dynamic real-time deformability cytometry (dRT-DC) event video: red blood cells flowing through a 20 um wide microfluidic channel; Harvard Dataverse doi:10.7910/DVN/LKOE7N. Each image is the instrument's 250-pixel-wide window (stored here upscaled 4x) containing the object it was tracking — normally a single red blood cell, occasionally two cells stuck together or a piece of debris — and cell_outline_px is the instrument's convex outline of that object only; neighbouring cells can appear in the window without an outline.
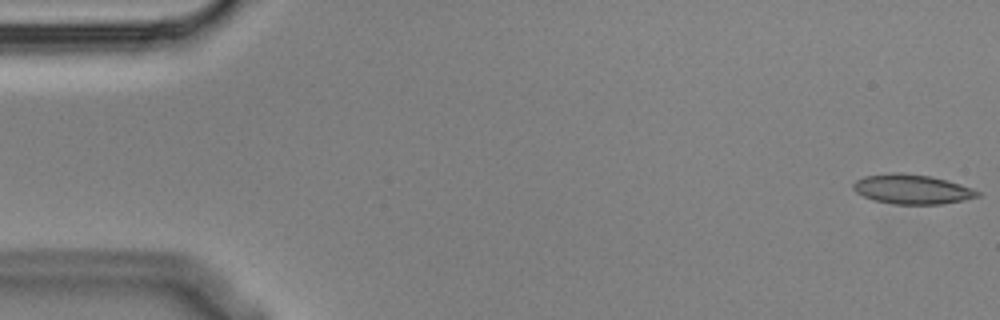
{"species": "Egyptian fruit bat (a non-hibernating species)", "species_latin": "Rousettus aegyptiacus", "temperature_condition": "cold", "stored_images_in_passage": 6, "segment_of_instrument_passage": [1, 2], "camera_frame_rate_fps": 3000, "um_per_image_px": 0.085, "animal": {"sex": "male"}, "frame": {"image": 1, "passage_image": 1, "time_ms": 0.0, "image_size_px": [1000, 320], "cell_outline_px": [[980, 196], [964, 200], [940, 204], [892, 204], [872, 200], [856, 192], [852, 188], [852, 184], [856, 180], [864, 176], [892, 172], [900, 172], [928, 176], [960, 184], [972, 188], [980, 192]], "centroid_in_image_um": [77.48, 16.09], "position_along_channel_um": 7.5, "area_um2": 21.39}}
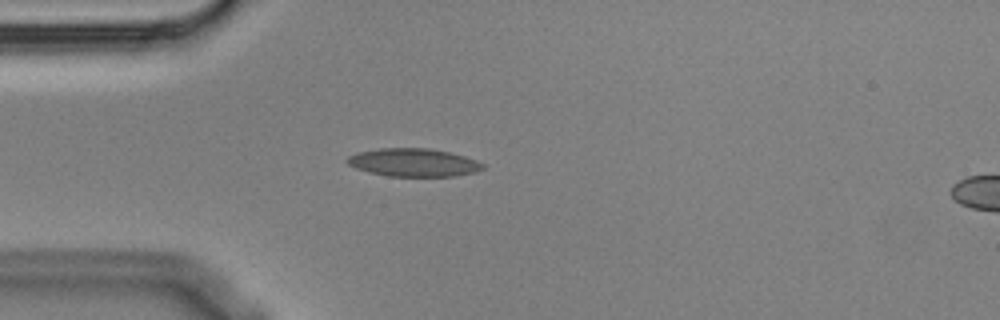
{"frame": {"image": 2, "passage_image": 5, "time_ms": 1.333, "image_size_px": [1000, 320], "cell_outline_px": [[484, 168], [476, 172], [456, 176], [388, 176], [368, 172], [356, 168], [348, 164], [344, 160], [348, 156], [356, 152], [380, 148], [428, 148], [448, 152], [464, 156], [476, 160], [484, 164]], "centroid_in_image_um": [35.12, 13.81], "position_along_channel_um": 49.9, "area_um2": 22.25}}